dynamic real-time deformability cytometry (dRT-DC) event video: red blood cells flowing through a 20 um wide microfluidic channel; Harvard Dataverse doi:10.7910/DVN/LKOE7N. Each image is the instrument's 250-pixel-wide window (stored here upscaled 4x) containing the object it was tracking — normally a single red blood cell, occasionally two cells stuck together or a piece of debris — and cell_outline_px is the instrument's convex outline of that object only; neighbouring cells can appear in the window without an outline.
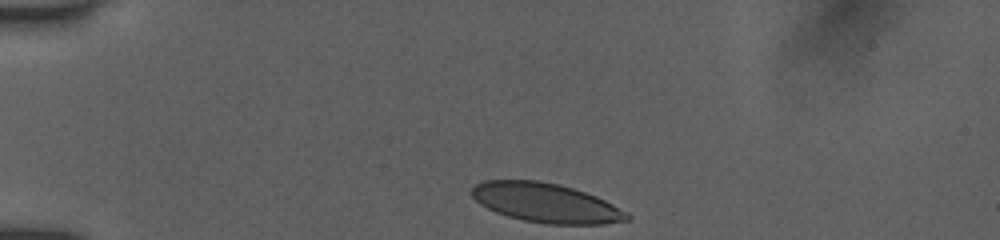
{"species": "human", "species_latin": "Homo sapiens", "temperature_condition": "room temperature", "stored_images_in_passage": 26, "camera_frame_rate_fps": 3000, "um_per_image_px": 0.085, "donor": {"sex": "female"}, "frame": {"image": 1, "passage_image": 1, "time_ms": 0.0, "image_size_px": [1000, 240], "cell_outline_px": [[632, 220], [604, 224], [548, 224], [524, 220], [508, 216], [496, 212], [480, 204], [468, 192], [476, 184], [484, 180], [536, 180], [556, 184], [572, 188], [596, 196], [628, 212], [632, 216]], "centroid_in_image_um": [46.41, 17.25], "position_along_channel_um": 38.6, "area_um2": 35.55}}
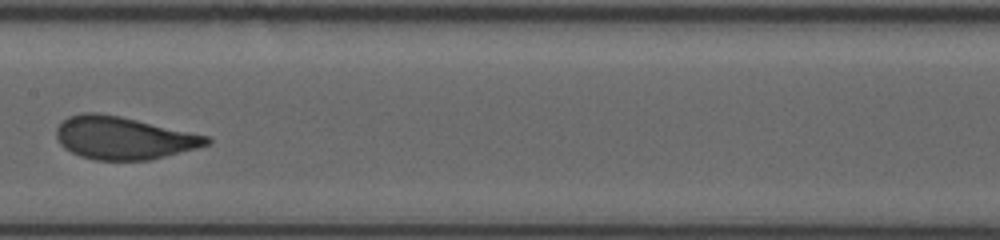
{"frame": {"image": 2, "passage_image": 16, "time_ms": 5.333, "image_size_px": [1000, 240], "cell_outline_px": [[212, 144], [148, 160], [96, 160], [80, 156], [64, 148], [60, 144], [56, 136], [56, 128], [68, 116], [84, 112], [96, 112], [120, 116], [208, 136], [212, 140]], "centroid_in_image_um": [10.48, 11.72], "position_along_channel_um": 196.9, "area_um2": 37.17}}
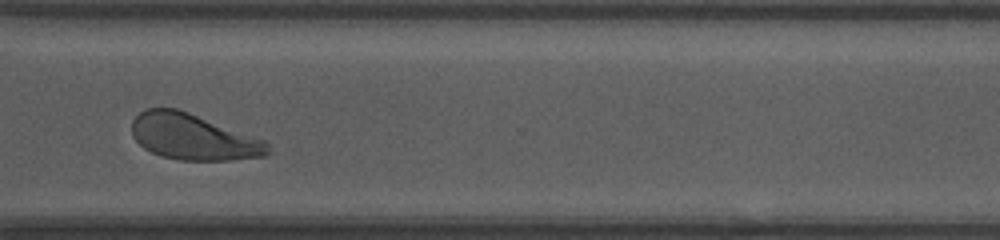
{"frame": {"image": 3, "passage_image": 25, "time_ms": 9.333, "image_size_px": [1000, 240], "cell_outline_px": [[272, 152], [268, 156], [232, 160], [180, 160], [160, 156], [144, 148], [132, 136], [132, 120], [144, 108], [176, 108], [188, 112], [268, 140]], "centroid_in_image_um": [16.49, 11.65], "position_along_channel_um": 354.1, "area_um2": 36.93}}